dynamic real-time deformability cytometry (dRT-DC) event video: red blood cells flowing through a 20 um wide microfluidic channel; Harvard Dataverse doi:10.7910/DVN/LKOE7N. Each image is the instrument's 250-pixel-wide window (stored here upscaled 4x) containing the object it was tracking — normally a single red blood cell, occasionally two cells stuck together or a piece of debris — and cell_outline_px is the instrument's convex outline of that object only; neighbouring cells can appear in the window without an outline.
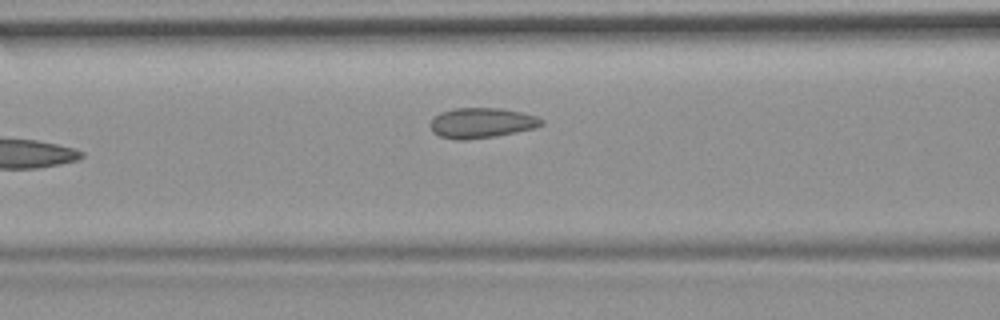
{"species": "common noctule bat (a hibernating species)", "species_latin": "Nyctalus noctula", "temperature_condition": "room temperature", "stored_images_in_passage": 7, "camera_frame_rate_fps": 3000, "um_per_image_px": 0.085, "animal": {"sex": "female", "body_mass_g": 19.9}, "frame": {"image": 1, "passage_image": 7, "time_ms": 2.0, "image_size_px": [1000, 320], "cell_outline_px": [[544, 124], [536, 128], [496, 136], [464, 140], [456, 140], [440, 136], [432, 132], [428, 124], [440, 112], [452, 108], [500, 108], [520, 112], [536, 116], [544, 120]], "centroid_in_image_um": [40.92, 10.45], "position_along_channel_um": 125.7, "area_um2": 19.71}}